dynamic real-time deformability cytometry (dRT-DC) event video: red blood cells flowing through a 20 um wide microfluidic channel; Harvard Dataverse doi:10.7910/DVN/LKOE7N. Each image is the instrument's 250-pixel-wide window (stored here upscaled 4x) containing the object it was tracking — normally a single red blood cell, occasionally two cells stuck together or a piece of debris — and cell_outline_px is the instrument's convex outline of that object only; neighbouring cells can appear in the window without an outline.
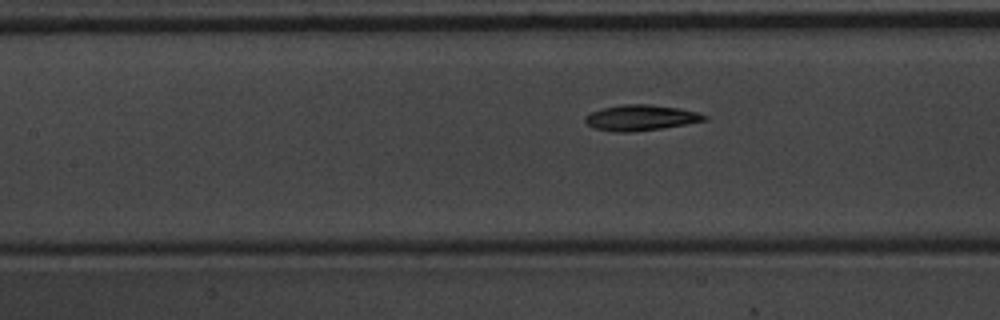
{"species": "common noctule bat (a hibernating species)", "species_latin": "Nyctalus noctula", "temperature_condition": "warm", "stored_images_in_passage": 8, "camera_frame_rate_fps": 3000, "um_per_image_px": 0.085, "animal": {"sex": "male", "body_mass_g": 20.1, "forearm_length_mm": 53.5}, "frame": {"image": 1, "passage_image": 8, "time_ms": 2.333, "image_size_px": [1000, 320], "cell_outline_px": [[708, 120], [660, 128], [632, 132], [616, 132], [596, 128], [588, 124], [584, 120], [584, 116], [592, 112], [604, 108], [624, 104], [648, 104], [680, 108], [700, 112], [708, 116]], "centroid_in_image_um": [54.51, 10.0], "position_along_channel_um": 152.9, "area_um2": 17.69}}